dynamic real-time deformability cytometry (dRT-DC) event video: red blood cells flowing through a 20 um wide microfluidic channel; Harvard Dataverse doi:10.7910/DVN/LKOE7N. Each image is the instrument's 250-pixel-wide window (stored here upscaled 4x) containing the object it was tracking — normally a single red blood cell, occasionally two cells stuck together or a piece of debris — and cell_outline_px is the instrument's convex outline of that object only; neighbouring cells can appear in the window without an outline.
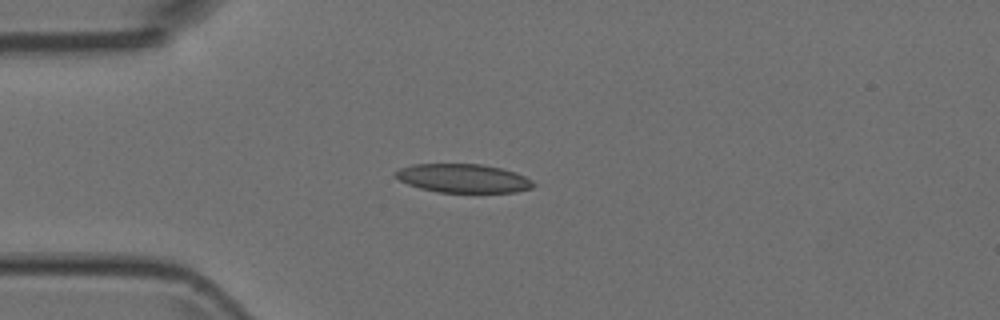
{"species": "Egyptian fruit bat (a non-hibernating species)", "species_latin": "Rousettus aegyptiacus", "temperature_condition": "room temperature", "stored_images_in_passage": 1, "camera_frame_rate_fps": 3000, "um_per_image_px": 0.085, "animal": {"sex": "female"}, "frame": {"image": 1, "passage_image": 1, "time_ms": 0.0, "image_size_px": [1000, 320], "cell_outline_px": [[536, 184], [532, 188], [516, 192], [436, 192], [420, 188], [408, 184], [392, 176], [392, 172], [400, 168], [412, 164], [480, 164], [500, 168], [516, 172], [532, 180]], "centroid_in_image_um": [39.34, 15.15], "position_along_channel_um": 45.7, "area_um2": 23.18}}